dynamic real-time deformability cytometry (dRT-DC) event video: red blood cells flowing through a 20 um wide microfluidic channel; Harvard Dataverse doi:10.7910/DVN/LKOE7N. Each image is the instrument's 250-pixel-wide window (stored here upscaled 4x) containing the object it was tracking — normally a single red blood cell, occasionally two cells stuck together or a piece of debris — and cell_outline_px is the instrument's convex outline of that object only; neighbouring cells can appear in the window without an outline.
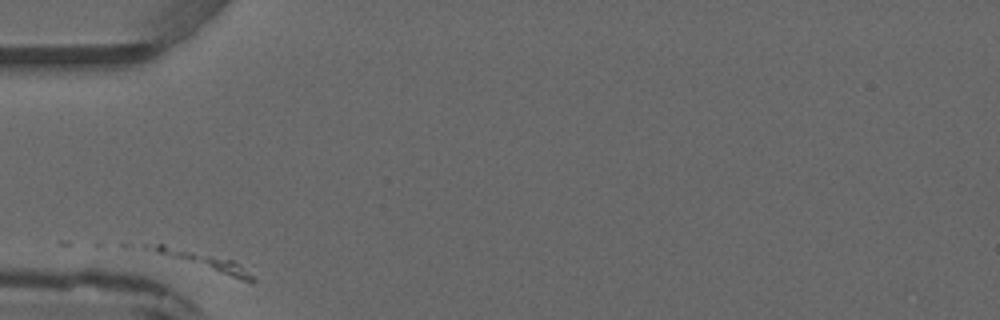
{"species": "common noctule bat (a hibernating species)", "species_latin": "Nyctalus noctula", "temperature_condition": "warm", "stored_images_in_passage": 3, "camera_frame_rate_fps": 3000, "um_per_image_px": 0.085, "animal": {"sex": "male", "forearm_length_mm": 52.5}, "frame": {"image": 1, "passage_image": 1, "time_ms": 0.0, "image_size_px": [1000, 320], "cell_outline_px": [[256, 280], [252, 284], [140, 248], [140, 244], [164, 244], [232, 260], [240, 264]], "centroid_in_image_um": [17.22, 22.2], "position_along_channel_um": 67.8, "area_um2": 10.69}}